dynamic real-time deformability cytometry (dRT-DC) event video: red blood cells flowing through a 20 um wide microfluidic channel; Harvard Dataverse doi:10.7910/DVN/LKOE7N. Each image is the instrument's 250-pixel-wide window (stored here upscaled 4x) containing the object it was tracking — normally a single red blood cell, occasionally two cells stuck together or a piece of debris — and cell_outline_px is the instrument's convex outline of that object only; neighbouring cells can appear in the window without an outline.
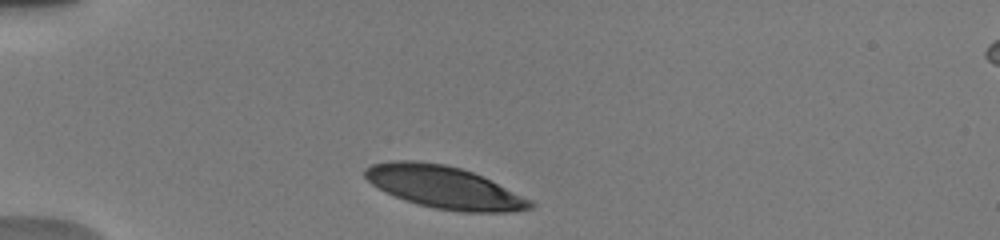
{"species": "human", "species_latin": "Homo sapiens", "temperature_condition": "warm", "stored_images_in_passage": 44, "camera_frame_rate_fps": 3000, "um_per_image_px": 0.085, "donor": {"sex": "male"}, "frame": {"image": 1, "passage_image": 2, "time_ms": 0.333, "image_size_px": [1000, 240], "cell_outline_px": [[536, 204], [532, 208], [508, 212], [460, 212], [436, 208], [404, 200], [372, 184], [364, 176], [364, 168], [372, 164], [392, 160], [412, 160], [444, 164], [460, 168], [472, 172], [532, 200]], "centroid_in_image_um": [37.75, 15.91], "position_along_channel_um": 47.3, "area_um2": 40.29}}
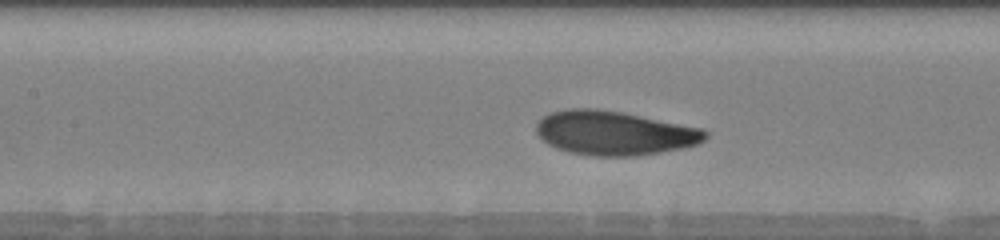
{"frame": {"image": 2, "passage_image": 18, "time_ms": 4.0, "image_size_px": [1000, 240], "cell_outline_px": [[708, 136], [704, 140], [696, 144], [684, 148], [636, 156], [592, 156], [568, 152], [556, 148], [540, 140], [536, 132], [536, 124], [544, 116], [552, 112], [568, 108], [596, 108], [620, 112], [704, 128], [708, 132]], "centroid_in_image_um": [52.21, 11.31], "position_along_channel_um": 155.2, "area_um2": 43.7}}
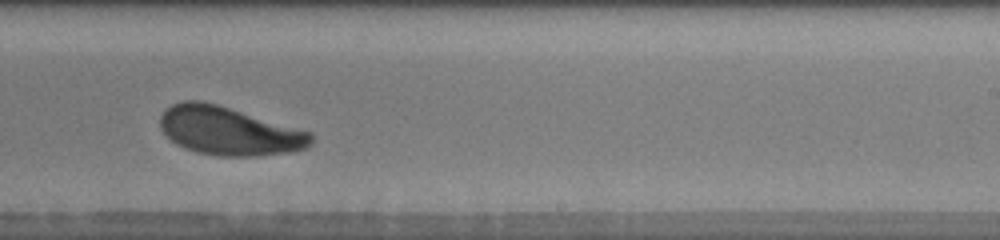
{"frame": {"image": 3, "passage_image": 25, "time_ms": 7.0, "image_size_px": [1000, 240], "cell_outline_px": [[312, 144], [308, 148], [292, 152], [260, 156], [216, 156], [196, 152], [184, 148], [176, 144], [160, 128], [160, 116], [172, 104], [184, 100], [200, 100], [216, 104], [312, 132]], "centroid_in_image_um": [19.48, 11.15], "position_along_channel_um": 269.5, "area_um2": 42.6}, "authors_computed_cell_mechanics": {"area_um2": 42.8298, "velocity_mm_per_s": 3.8268, "shape_relaxation_time_tau1_ms": 2.4045, "shape_relaxation_time_tau2_ms": null, "deformation_change_tau1": 0.1308, "deformation_change_tau2": null}}